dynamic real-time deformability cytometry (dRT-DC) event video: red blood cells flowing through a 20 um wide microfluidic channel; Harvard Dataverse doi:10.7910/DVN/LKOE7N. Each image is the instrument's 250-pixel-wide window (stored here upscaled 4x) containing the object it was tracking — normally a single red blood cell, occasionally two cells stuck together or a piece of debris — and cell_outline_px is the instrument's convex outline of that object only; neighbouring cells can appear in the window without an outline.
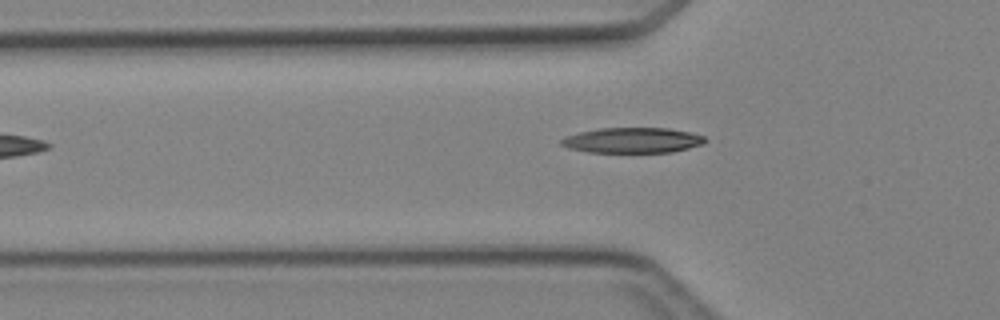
{"species": "Egyptian fruit bat (a non-hibernating species)", "species_latin": "Rousettus aegyptiacus", "temperature_condition": "cold", "stored_images_in_passage": 6, "camera_frame_rate_fps": 3000, "um_per_image_px": 0.085, "animal": {"sex": "female"}, "frame": {"image": 1, "passage_image": 5, "time_ms": 5.0, "image_size_px": [1000, 320], "cell_outline_px": [[708, 140], [704, 144], [672, 152], [588, 152], [568, 148], [560, 144], [560, 140], [568, 136], [580, 132], [600, 128], [668, 128], [688, 132], [704, 136]], "centroid_in_image_um": [53.78, 11.92], "position_along_channel_um": 72.0, "area_um2": 21.15}}
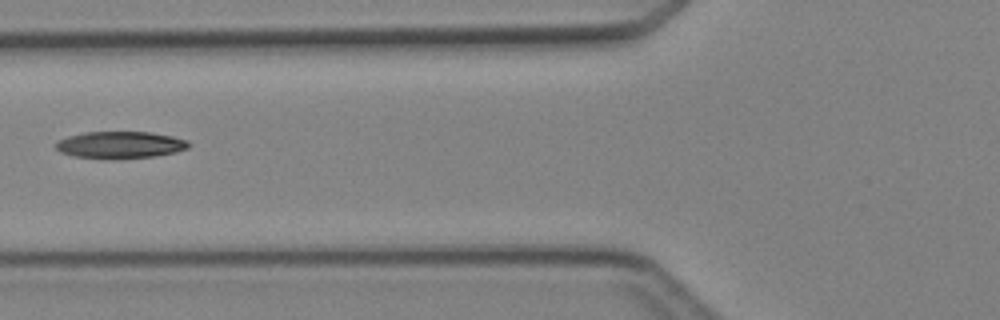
{"frame": {"image": 2, "passage_image": 6, "time_ms": 6.0, "image_size_px": [1000, 320], "cell_outline_px": [[188, 148], [176, 152], [152, 156], [72, 156], [60, 152], [56, 148], [56, 144], [60, 140], [68, 136], [84, 132], [148, 132], [172, 136], [188, 140]], "centroid_in_image_um": [10.23, 12.26], "position_along_channel_um": 115.6, "area_um2": 19.77}}